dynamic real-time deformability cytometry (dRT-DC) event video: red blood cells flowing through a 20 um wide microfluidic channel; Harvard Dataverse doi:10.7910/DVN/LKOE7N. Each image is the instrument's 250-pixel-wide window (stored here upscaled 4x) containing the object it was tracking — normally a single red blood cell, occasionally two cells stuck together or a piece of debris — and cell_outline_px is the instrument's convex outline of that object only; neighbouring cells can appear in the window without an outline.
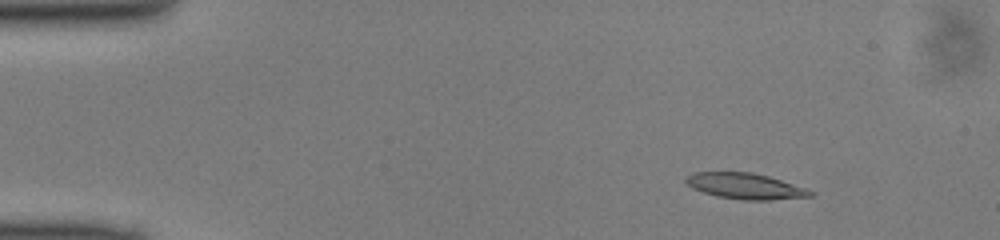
{"species": "common noctule bat (a hibernating species)", "species_latin": "Nyctalus noctula", "temperature_condition": "cold", "stored_images_in_passage": 49, "camera_frame_rate_fps": 3000, "um_per_image_px": 0.085, "animal": {"sex": "male", "body_mass_g": 13.0, "forearm_length_mm": 53.1}, "frame": {"image": 1, "passage_image": 6, "time_ms": 1.667, "image_size_px": [1000, 240], "cell_outline_px": [[816, 192], [812, 196], [768, 200], [740, 200], [716, 196], [692, 188], [684, 180], [684, 176], [692, 172], [752, 172], [768, 176]], "centroid_in_image_um": [63.29, 15.81], "position_along_channel_um": 21.7, "area_um2": 18.73}}
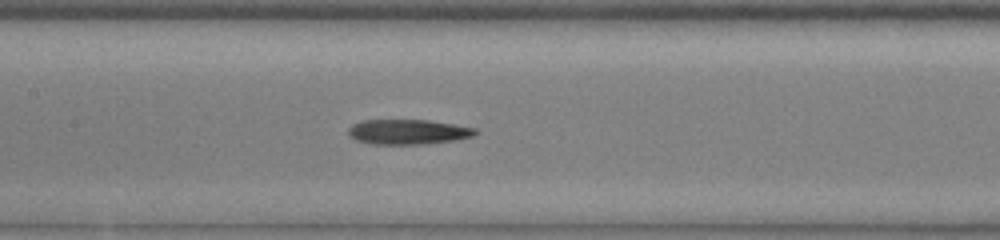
{"frame": {"image": 2, "passage_image": 23, "time_ms": 7.333, "image_size_px": [1000, 240], "cell_outline_px": [[480, 132], [472, 136], [456, 140], [424, 144], [372, 144], [356, 140], [348, 136], [348, 128], [352, 124], [364, 120], [428, 120], [456, 124], [476, 128]], "centroid_in_image_um": [34.7, 11.21], "position_along_channel_um": 172.7, "area_um2": 18.67}}
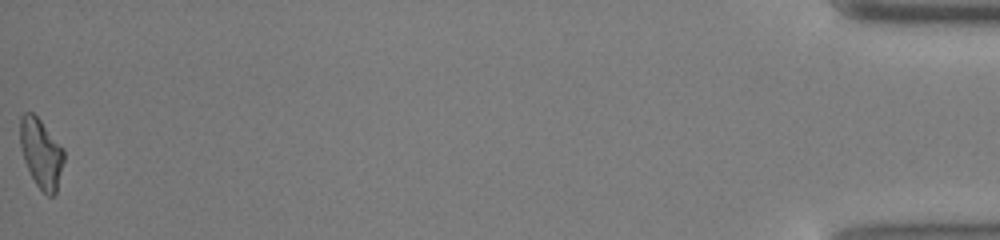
{"frame": {"image": 3, "passage_image": 49, "time_ms": 16.0, "image_size_px": [1000, 240], "cell_outline_px": [[64, 160], [56, 192], [52, 196], [48, 196], [36, 184], [24, 160], [20, 148], [20, 116], [24, 112], [32, 112], [40, 120], [64, 148]], "centroid_in_image_um": [3.49, 13.0], "position_along_channel_um": 431.7, "area_um2": 17.57}}